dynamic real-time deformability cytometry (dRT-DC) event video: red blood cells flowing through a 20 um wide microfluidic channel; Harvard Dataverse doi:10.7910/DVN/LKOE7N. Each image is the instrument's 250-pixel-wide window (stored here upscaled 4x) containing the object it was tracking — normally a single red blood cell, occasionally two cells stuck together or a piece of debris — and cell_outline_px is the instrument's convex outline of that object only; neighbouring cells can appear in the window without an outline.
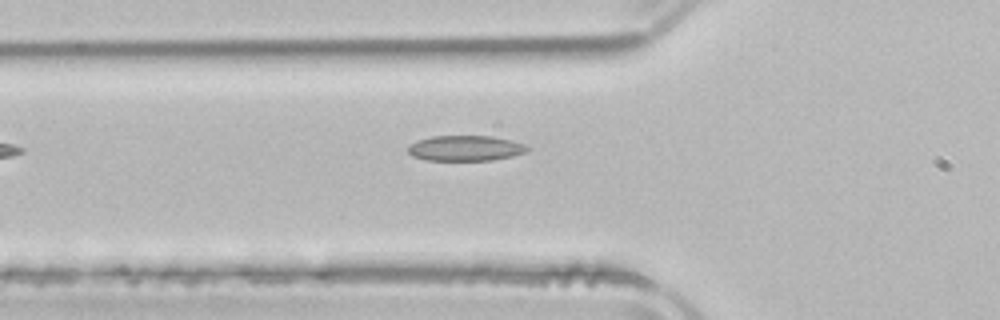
{"species": "common noctule bat (a hibernating species)", "species_latin": "Nyctalus noctula", "temperature_condition": "room temperature", "stored_images_in_passage": 4, "camera_frame_rate_fps": 3000, "um_per_image_px": 0.085, "animal": {"sex": "male", "body_mass_g": 21.5, "forearm_length_mm": 52.0}, "frame": {"image": 1, "passage_image": 4, "time_ms": 5.667, "image_size_px": [1000, 320], "cell_outline_px": [[532, 148], [528, 152], [512, 156], [492, 160], [424, 160], [412, 156], [408, 152], [408, 144], [416, 140], [432, 136], [492, 136], [512, 140], [528, 144]], "centroid_in_image_um": [39.6, 12.59], "position_along_channel_um": 86.2, "area_um2": 18.03}}